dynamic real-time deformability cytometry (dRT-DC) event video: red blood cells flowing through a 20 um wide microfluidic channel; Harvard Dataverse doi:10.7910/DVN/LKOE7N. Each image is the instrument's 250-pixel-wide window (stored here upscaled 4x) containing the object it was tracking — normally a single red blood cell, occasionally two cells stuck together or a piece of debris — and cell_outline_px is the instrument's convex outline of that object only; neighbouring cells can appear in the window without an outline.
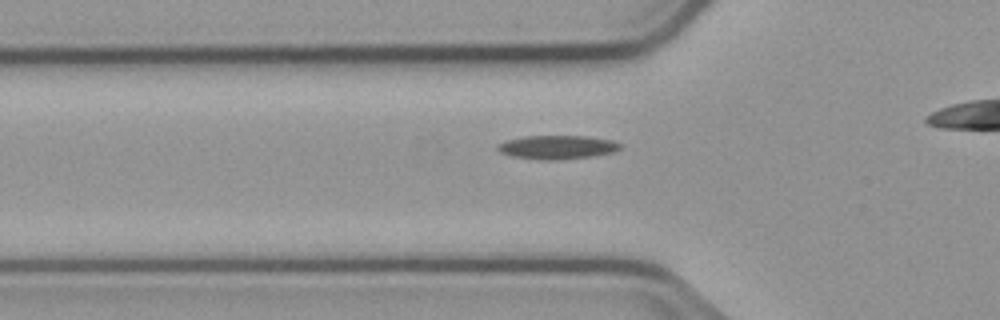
{"species": "common noctule bat (a hibernating species)", "species_latin": "Nyctalus noctula", "temperature_condition": "cold", "stored_images_in_passage": 35, "camera_frame_rate_fps": 3000, "um_per_image_px": 0.085, "animal": {"sex": "male", "body_mass_g": 23.1, "forearm_length_mm": 52.7}, "frame": {"image": 1, "passage_image": 9, "time_ms": 2.667, "image_size_px": [1000, 320], "cell_outline_px": [[620, 148], [612, 152], [592, 156], [560, 160], [540, 160], [512, 156], [500, 152], [496, 148], [496, 144], [508, 140], [524, 136], [584, 136], [612, 140], [620, 144]], "centroid_in_image_um": [47.32, 12.51], "position_along_channel_um": 78.5, "area_um2": 16.88}}
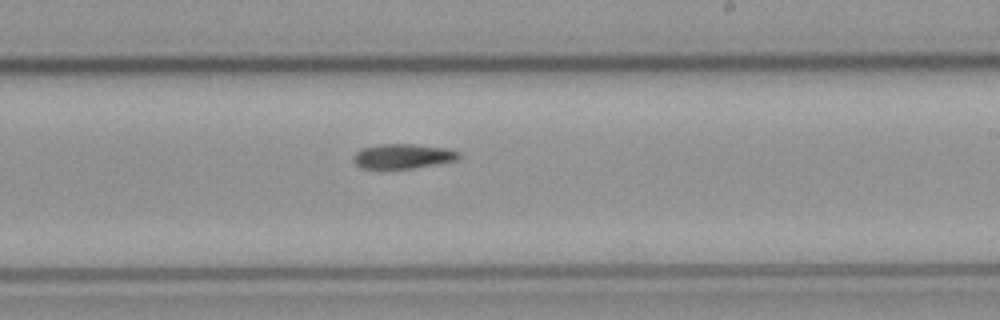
{"frame": {"image": 2, "passage_image": 23, "time_ms": 7.333, "image_size_px": [1000, 320], "cell_outline_px": [[460, 156], [456, 160], [436, 164], [412, 168], [360, 168], [352, 160], [352, 156], [356, 152], [364, 148], [380, 144], [412, 144], [448, 148], [460, 152]], "centroid_in_image_um": [34.24, 13.27], "position_along_channel_um": 254.8, "area_um2": 15.09}}
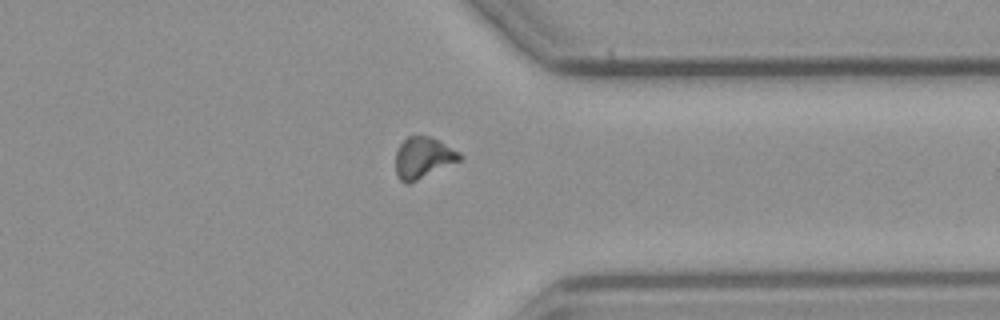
{"frame": {"image": 3, "passage_image": 33, "time_ms": 10.667, "image_size_px": [1000, 320], "cell_outline_px": [[464, 156], [460, 160], [408, 184], [404, 184], [400, 180], [396, 172], [396, 152], [400, 144], [408, 136], [428, 136], [460, 152]], "centroid_in_image_um": [35.95, 13.42], "position_along_channel_um": 375.5, "area_um2": 15.09}}